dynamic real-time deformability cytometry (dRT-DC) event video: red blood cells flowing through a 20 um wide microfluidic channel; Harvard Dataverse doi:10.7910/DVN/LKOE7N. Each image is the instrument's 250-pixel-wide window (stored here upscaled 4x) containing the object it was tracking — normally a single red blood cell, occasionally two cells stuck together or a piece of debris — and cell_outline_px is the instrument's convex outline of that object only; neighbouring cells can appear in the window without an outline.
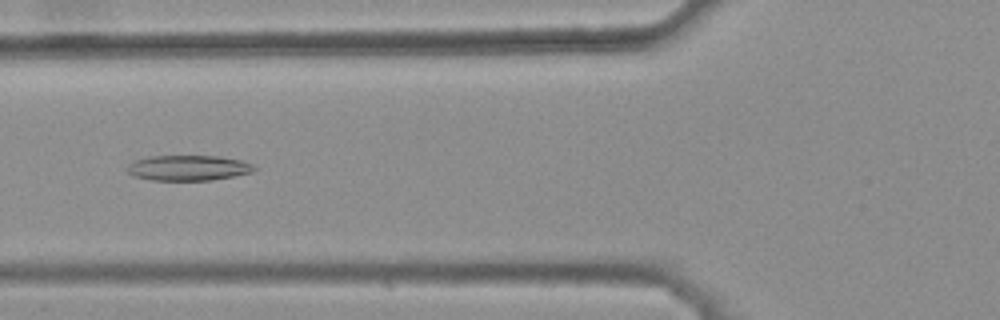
{"species": "common noctule bat (a hibernating species)", "species_latin": "Nyctalus noctula", "temperature_condition": "warm", "stored_images_in_passage": 29, "camera_frame_rate_fps": 3000, "um_per_image_px": 0.085, "animal": {"sex": "female", "body_mass_g": 25.1}, "frame": {"image": 1, "passage_image": 4, "time_ms": 1.0, "image_size_px": [1000, 320], "cell_outline_px": [[256, 168], [252, 172], [212, 180], [152, 180], [136, 176], [128, 172], [128, 168], [136, 160], [152, 156], [216, 156], [240, 160], [252, 164]], "centroid_in_image_um": [16.04, 14.27], "position_along_channel_um": 109.8, "area_um2": 18.32}}
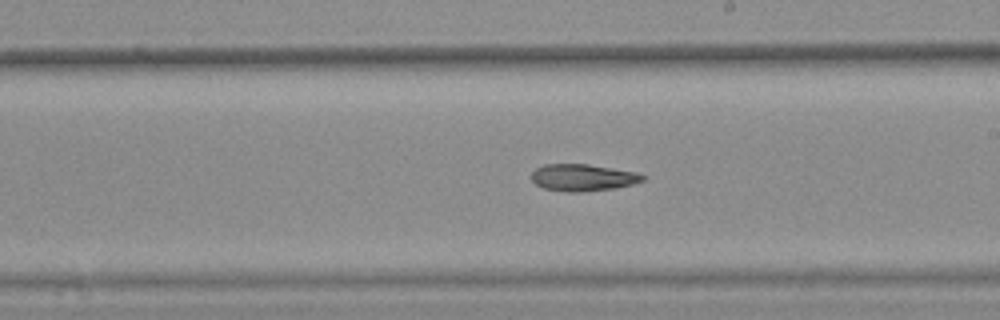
{"frame": {"image": 2, "passage_image": 14, "time_ms": 4.333, "image_size_px": [1000, 320], "cell_outline_px": [[648, 176], [644, 180], [632, 184], [616, 188], [580, 192], [568, 192], [544, 188], [536, 184], [532, 180], [532, 172], [536, 168], [544, 164], [588, 164], [636, 172]], "centroid_in_image_um": [49.56, 15.09], "position_along_channel_um": 239.4, "area_um2": 17.46}}
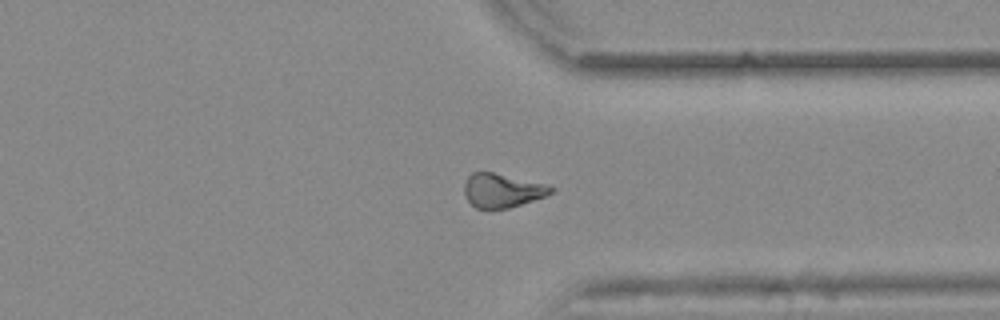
{"frame": {"image": 3, "passage_image": 24, "time_ms": 7.667, "image_size_px": [1000, 320], "cell_outline_px": [[556, 188], [552, 192], [544, 196], [508, 208], [476, 208], [464, 196], [464, 184], [468, 176], [472, 172], [492, 172], [544, 184]], "centroid_in_image_um": [42.64, 16.18], "position_along_channel_um": 368.8, "area_um2": 16.76}}